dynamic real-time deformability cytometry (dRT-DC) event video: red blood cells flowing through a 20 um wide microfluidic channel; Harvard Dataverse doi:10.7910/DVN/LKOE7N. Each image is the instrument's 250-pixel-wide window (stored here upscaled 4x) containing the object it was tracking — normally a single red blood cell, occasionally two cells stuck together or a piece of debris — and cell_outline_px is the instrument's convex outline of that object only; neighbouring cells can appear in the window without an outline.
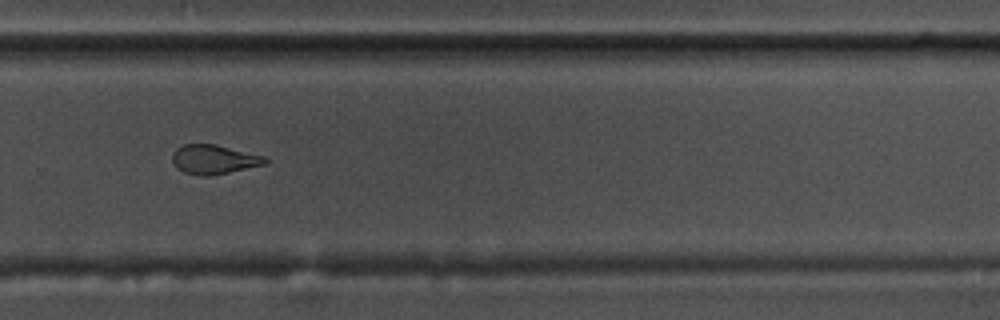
{"species": "common noctule bat (a hibernating species)", "species_latin": "Nyctalus noctula", "temperature_condition": "warm", "stored_images_in_passage": 42, "camera_frame_rate_fps": 3000, "um_per_image_px": 0.085, "animal": {"sex": "male", "body_mass_g": 17.5, "forearm_length_mm": 52.3}, "frame": {"image": 1, "passage_image": 24, "time_ms": 7.667, "image_size_px": [1000, 320], "cell_outline_px": [[268, 164], [208, 176], [200, 176], [184, 172], [176, 168], [172, 160], [172, 152], [176, 148], [184, 144], [216, 144], [264, 156], [268, 160]], "centroid_in_image_um": [18.17, 13.55], "position_along_channel_um": 311.6, "area_um2": 15.9}, "authors_computed_cell_mechanics": {"area_um2": 16.3863, "velocity_mm_per_s": 3.6647, "shape_relaxation_time_tau1_ms": 7.5373, "shape_relaxation_time_tau2_ms": 2.4328, "deformation_change_tau1": 0.1934, "deformation_change_tau2": 0.0933}}